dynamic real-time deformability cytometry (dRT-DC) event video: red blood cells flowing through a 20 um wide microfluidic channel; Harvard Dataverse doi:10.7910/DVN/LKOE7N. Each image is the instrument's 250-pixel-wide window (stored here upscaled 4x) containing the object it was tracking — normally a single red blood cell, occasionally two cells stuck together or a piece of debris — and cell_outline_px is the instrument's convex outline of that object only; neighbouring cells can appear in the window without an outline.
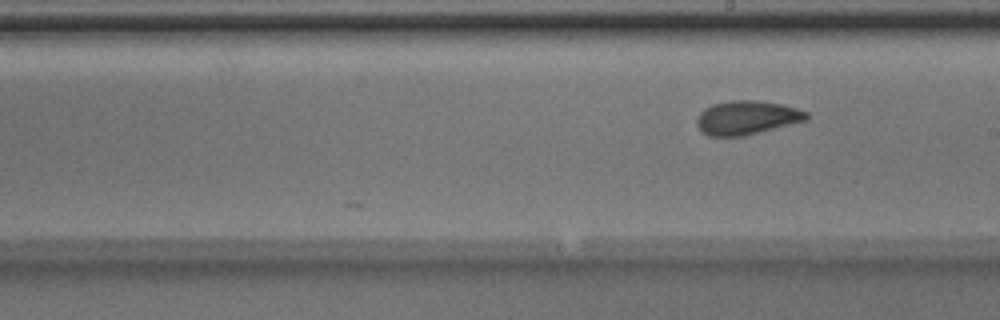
{"species": "Egyptian fruit bat (a non-hibernating species)", "species_latin": "Rousettus aegyptiacus", "temperature_condition": "room temperature", "stored_images_in_passage": 26, "camera_frame_rate_fps": 3000, "um_per_image_px": 0.085, "animal": {"sex": "male"}, "frame": {"image": 1, "passage_image": 26, "time_ms": 8.333, "image_size_px": [1000, 320], "cell_outline_px": [[808, 120], [744, 136], [708, 136], [696, 124], [696, 120], [700, 112], [704, 108], [712, 104], [732, 100], [756, 100], [784, 104], [808, 112]], "centroid_in_image_um": [63.49, 9.99], "position_along_channel_um": 225.5, "area_um2": 21.73}}